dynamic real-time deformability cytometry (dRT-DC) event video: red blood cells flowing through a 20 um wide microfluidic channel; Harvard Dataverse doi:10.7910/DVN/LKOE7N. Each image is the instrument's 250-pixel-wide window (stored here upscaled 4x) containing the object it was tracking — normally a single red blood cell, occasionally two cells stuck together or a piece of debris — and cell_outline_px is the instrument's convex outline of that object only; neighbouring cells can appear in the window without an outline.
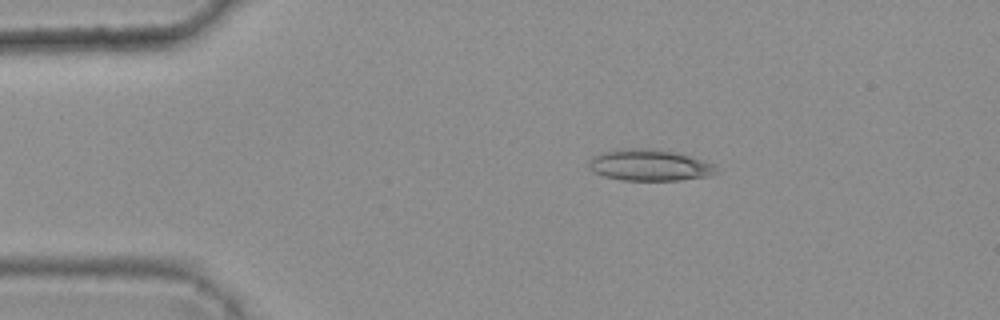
{"species": "common noctule bat (a hibernating species)", "species_latin": "Nyctalus noctula", "temperature_condition": "warm", "stored_images_in_passage": 3, "camera_frame_rate_fps": 3000, "um_per_image_px": 0.085, "animal": {"sex": "female", "body_mass_g": 25.1}, "frame": {"image": 1, "passage_image": 2, "time_ms": 0.333, "image_size_px": [1000, 320], "cell_outline_px": [[720, 172], [708, 176], [680, 180], [624, 180], [604, 176], [588, 168], [588, 160], [592, 156], [604, 152], [624, 148], [648, 148], [672, 152], [688, 156], [712, 164]], "centroid_in_image_um": [55.17, 14.04], "position_along_channel_um": 29.8, "area_um2": 23.0}}